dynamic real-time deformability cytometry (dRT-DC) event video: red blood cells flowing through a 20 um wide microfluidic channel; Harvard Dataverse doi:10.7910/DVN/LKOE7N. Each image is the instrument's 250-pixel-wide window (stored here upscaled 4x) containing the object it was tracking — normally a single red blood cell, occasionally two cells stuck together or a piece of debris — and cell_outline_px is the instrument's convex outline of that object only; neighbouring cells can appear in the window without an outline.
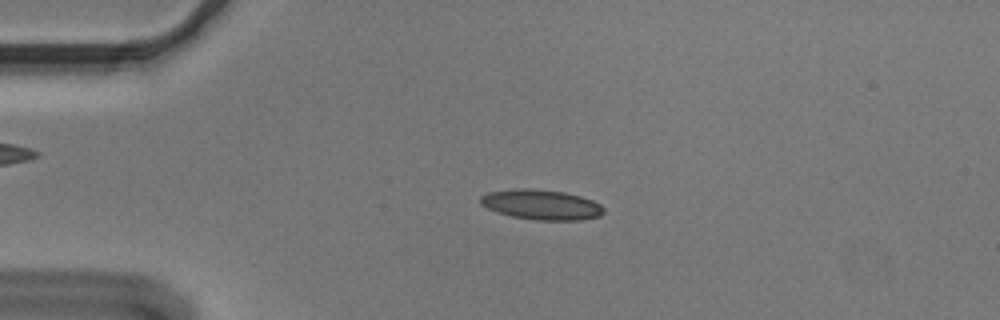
{"species": "Egyptian fruit bat (a non-hibernating species)", "species_latin": "Rousettus aegyptiacus", "temperature_condition": "cold", "stored_images_in_passage": 54, "segment_of_instrument_passage": [1, 2], "camera_frame_rate_fps": 3000, "um_per_image_px": 0.085, "animal": {"sex": "male"}, "frame": {"image": 1, "passage_image": 12, "time_ms": 3.667, "image_size_px": [1000, 320], "cell_outline_px": [[604, 212], [600, 216], [580, 220], [536, 220], [512, 216], [496, 212], [480, 204], [480, 196], [488, 192], [520, 188], [528, 188], [564, 192], [580, 196], [592, 200], [600, 204], [604, 208]], "centroid_in_image_um": [46.01, 17.4], "position_along_channel_um": 39.0, "area_um2": 21.56}}
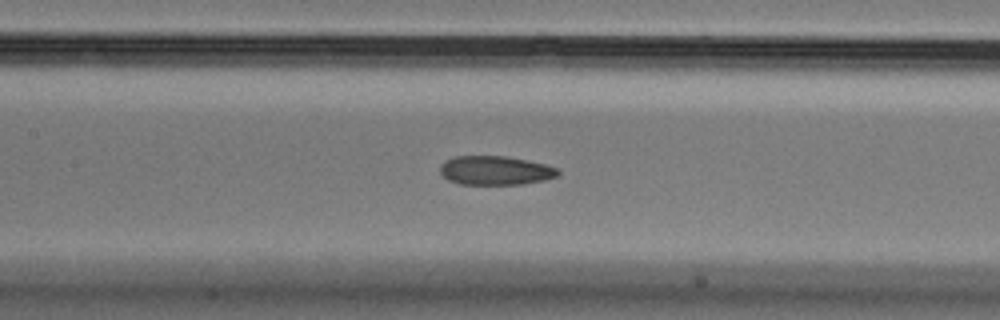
{"frame": {"image": 2, "passage_image": 25, "time_ms": 8.0, "image_size_px": [1000, 320], "cell_outline_px": [[560, 172], [556, 176], [544, 180], [524, 184], [460, 184], [448, 180], [440, 172], [440, 164], [444, 160], [456, 156], [508, 156], [528, 160], [544, 164], [556, 168]], "centroid_in_image_um": [42.08, 14.48], "position_along_channel_um": 165.3, "area_um2": 19.94}}
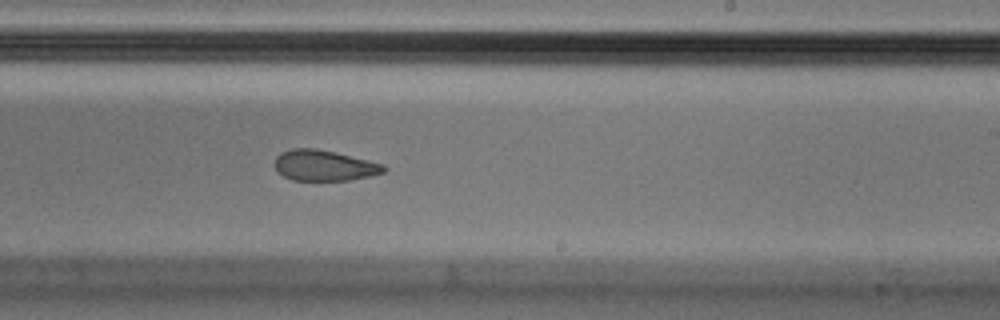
{"frame": {"image": 3, "passage_image": 33, "time_ms": 10.667, "image_size_px": [1000, 320], "cell_outline_px": [[388, 168], [384, 172], [368, 176], [348, 180], [292, 180], [276, 172], [276, 156], [280, 152], [292, 148], [316, 148], [336, 152], [384, 164]], "centroid_in_image_um": [27.54, 14.05], "position_along_channel_um": 261.5, "area_um2": 19.54}}